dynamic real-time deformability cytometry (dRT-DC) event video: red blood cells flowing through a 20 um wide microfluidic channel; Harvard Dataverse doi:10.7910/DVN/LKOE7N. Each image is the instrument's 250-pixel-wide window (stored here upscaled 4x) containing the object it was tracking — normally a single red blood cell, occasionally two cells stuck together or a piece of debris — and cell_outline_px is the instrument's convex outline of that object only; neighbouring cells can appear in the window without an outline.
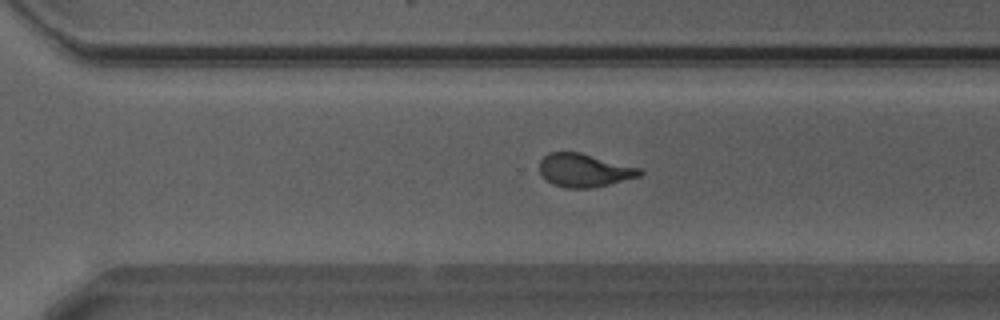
{"species": "Egyptian fruit bat (a non-hibernating species)", "species_latin": "Rousettus aegyptiacus", "temperature_condition": "warm", "stored_images_in_passage": 40, "camera_frame_rate_fps": 3000, "um_per_image_px": 0.085, "animal": {"sex": "male"}, "frame": {"image": 1, "passage_image": 34, "time_ms": 11.0, "image_size_px": [1000, 320], "cell_outline_px": [[644, 172], [640, 176], [592, 188], [568, 188], [552, 184], [540, 172], [540, 160], [548, 152], [580, 152], [640, 168]], "centroid_in_image_um": [49.66, 14.47], "position_along_channel_um": 320.9, "area_um2": 19.25}}